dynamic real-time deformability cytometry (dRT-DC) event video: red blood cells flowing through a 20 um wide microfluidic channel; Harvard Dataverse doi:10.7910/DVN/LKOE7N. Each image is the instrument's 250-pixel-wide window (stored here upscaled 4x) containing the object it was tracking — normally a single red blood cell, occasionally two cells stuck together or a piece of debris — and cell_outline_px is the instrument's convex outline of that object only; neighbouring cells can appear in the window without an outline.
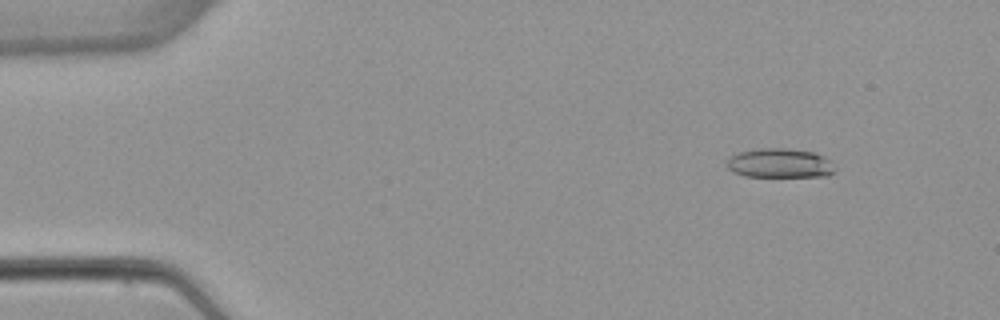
{"species": "common noctule bat (a hibernating species)", "species_latin": "Nyctalus noctula", "temperature_condition": "warm", "stored_images_in_passage": 4, "camera_frame_rate_fps": 3000, "um_per_image_px": 0.085, "animal": {"sex": "female", "body_mass_g": 22.7, "forearm_length_mm": 54.2}, "frame": {"image": 1, "passage_image": 2, "time_ms": 1.0, "image_size_px": [1000, 320], "cell_outline_px": [[836, 172], [828, 176], [744, 176], [732, 172], [728, 168], [728, 160], [732, 156], [740, 152], [760, 148], [784, 148], [812, 152], [824, 156], [832, 160], [836, 168]], "centroid_in_image_um": [66.35, 13.88], "position_along_channel_um": 18.6, "area_um2": 18.5}}